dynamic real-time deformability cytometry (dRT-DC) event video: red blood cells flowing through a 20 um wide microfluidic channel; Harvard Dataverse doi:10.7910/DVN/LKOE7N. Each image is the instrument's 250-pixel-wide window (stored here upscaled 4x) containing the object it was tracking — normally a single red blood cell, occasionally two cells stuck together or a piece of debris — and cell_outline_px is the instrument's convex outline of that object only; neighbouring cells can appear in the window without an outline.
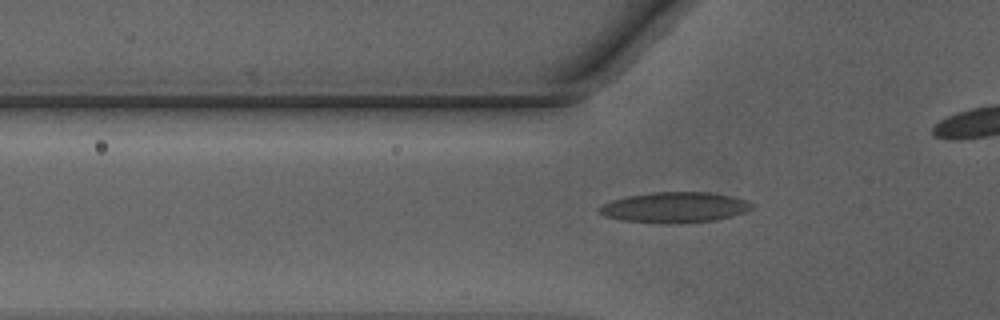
{"species": "Egyptian fruit bat (a non-hibernating species)", "species_latin": "Rousettus aegyptiacus", "temperature_condition": "warm", "stored_images_in_passage": 39, "camera_frame_rate_fps": 3000, "um_per_image_px": 0.085, "animal": {"sex": "male"}, "frame": {"image": 1, "passage_image": 13, "time_ms": 4.0, "image_size_px": [1000, 320], "cell_outline_px": [[752, 208], [748, 212], [716, 220], [676, 224], [664, 224], [624, 220], [604, 216], [596, 208], [612, 200], [628, 196], [652, 192], [712, 192], [732, 196], [748, 200], [752, 204]], "centroid_in_image_um": [57.39, 17.63], "position_along_channel_um": 68.4, "area_um2": 27.4}}
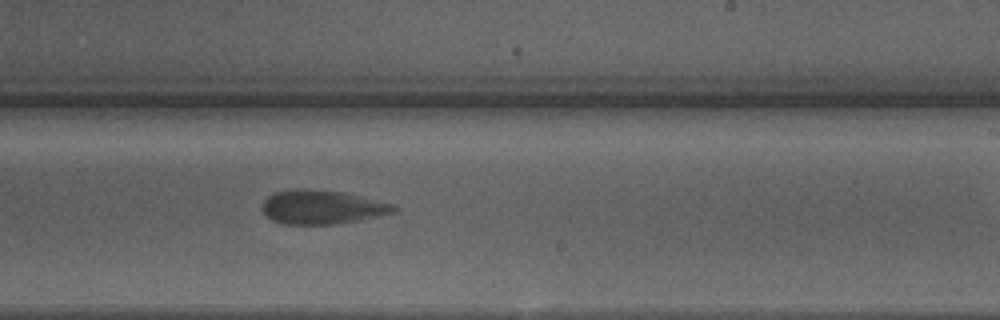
{"frame": {"image": 2, "passage_image": 27, "time_ms": 8.667, "image_size_px": [1000, 320], "cell_outline_px": [[400, 208], [396, 212], [336, 224], [280, 224], [272, 220], [260, 208], [264, 200], [268, 196], [276, 192], [304, 188], [340, 192], [396, 204]], "centroid_in_image_um": [27.37, 17.61], "position_along_channel_um": 261.6, "area_um2": 25.84}}
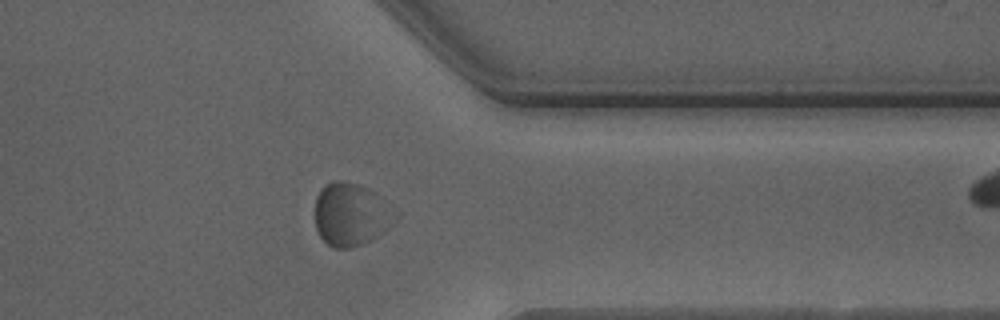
{"frame": {"image": 3, "passage_image": 36, "time_ms": 11.667, "image_size_px": [1000, 320], "cell_outline_px": [[380, 232], [372, 240], [352, 248], [332, 248], [320, 236], [316, 228], [316, 196], [320, 188], [324, 184], [332, 180], [340, 180], [356, 184], [368, 188], [376, 196]], "centroid_in_image_um": [29.45, 18.23], "position_along_channel_um": 382.0, "area_um2": 26.13}, "authors_computed_cell_mechanics": {"area_um2": 26.2412, "velocity_mm_per_s": 4.1698, "shape_relaxation_time_tau1_ms": 6.7735, "shape_relaxation_time_tau2_ms": 1.081, "deformation_change_tau1": 0.1489, "deformation_change_tau2": 0.0746}}